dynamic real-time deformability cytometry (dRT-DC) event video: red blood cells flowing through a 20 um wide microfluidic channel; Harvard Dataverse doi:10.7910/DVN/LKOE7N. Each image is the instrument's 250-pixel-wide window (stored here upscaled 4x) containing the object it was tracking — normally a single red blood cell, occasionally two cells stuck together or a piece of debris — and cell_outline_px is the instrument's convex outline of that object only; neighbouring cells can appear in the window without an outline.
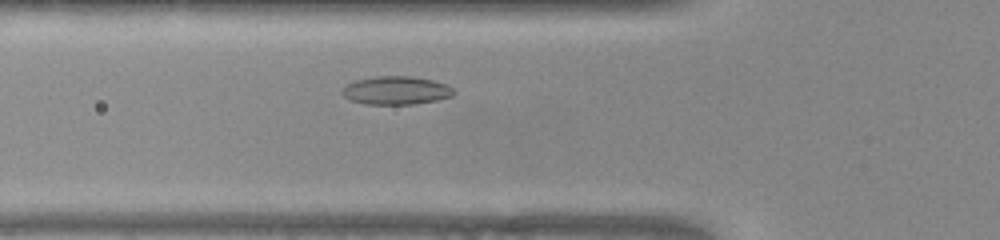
{"species": "common noctule bat (a hibernating species)", "species_latin": "Nyctalus noctula", "temperature_condition": "warm", "stored_images_in_passage": 42, "camera_frame_rate_fps": 3000, "um_per_image_px": 0.085, "animal": {"sex": "female", "body_mass_g": 22.0, "forearm_length_mm": 56.7}, "frame": {"image": 1, "passage_image": 8, "time_ms": 2.333, "image_size_px": [1000, 240], "cell_outline_px": [[456, 92], [452, 96], [436, 100], [412, 104], [364, 104], [352, 100], [344, 96], [340, 92], [340, 88], [356, 80], [376, 76], [412, 76], [432, 80], [448, 84]], "centroid_in_image_um": [33.66, 7.68], "position_along_channel_um": 92.1, "area_um2": 18.44}}
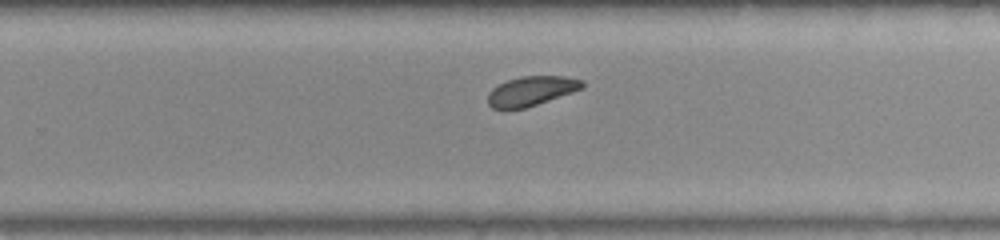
{"frame": {"image": 2, "passage_image": 23, "time_ms": 7.333, "image_size_px": [1000, 240], "cell_outline_px": [[584, 88], [524, 108], [508, 112], [504, 112], [492, 108], [488, 104], [488, 92], [492, 88], [508, 80], [520, 76], [564, 76], [584, 80]], "centroid_in_image_um": [45.11, 7.76], "position_along_channel_um": 284.7, "area_um2": 16.53}}
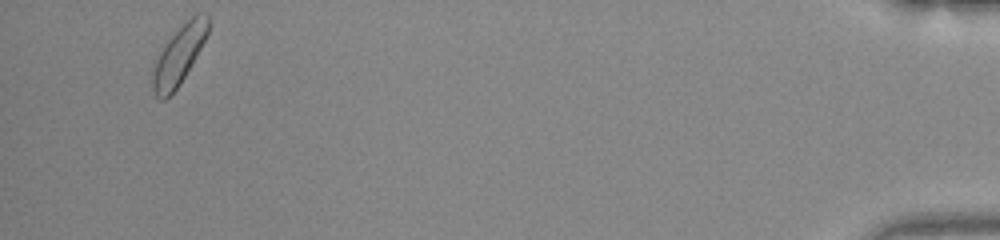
{"frame": {"image": 3, "passage_image": 40, "time_ms": 13.0, "image_size_px": [1000, 240], "cell_outline_px": [[208, 32], [196, 56], [180, 84], [164, 100], [156, 96], [152, 88], [152, 60], [168, 40], [196, 12], [208, 12]], "centroid_in_image_um": [15.17, 4.69], "position_along_channel_um": 420.0, "area_um2": 18.79}, "authors_computed_cell_mechanics": {"area_um2": 17.6001, "velocity_mm_per_s": 3.8551, "shape_relaxation_time_tau1_ms": 2.0698, "shape_relaxation_time_tau2_ms": null, "deformation_change_tau1": 0.0594, "deformation_change_tau2": null}}